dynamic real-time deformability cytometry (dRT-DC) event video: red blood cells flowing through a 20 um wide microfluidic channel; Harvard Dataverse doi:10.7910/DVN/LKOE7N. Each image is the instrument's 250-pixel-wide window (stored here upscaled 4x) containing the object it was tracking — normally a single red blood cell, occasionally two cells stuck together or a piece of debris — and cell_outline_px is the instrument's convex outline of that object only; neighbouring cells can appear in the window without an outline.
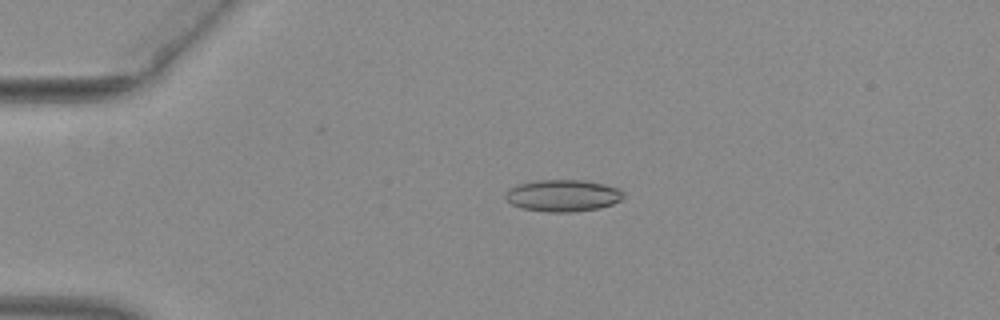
{"species": "common noctule bat (a hibernating species)", "species_latin": "Nyctalus noctula", "temperature_condition": "warm", "stored_images_in_passage": 44, "camera_frame_rate_fps": 3000, "um_per_image_px": 0.085, "animal": {"sex": "female", "body_mass_g": 29.2, "forearm_length_mm": 56.3}, "frame": {"image": 1, "passage_image": 4, "time_ms": 1.0, "image_size_px": [1000, 320], "cell_outline_px": [[624, 196], [620, 200], [612, 204], [600, 208], [572, 212], [544, 212], [520, 208], [512, 204], [504, 196], [504, 192], [508, 188], [516, 184], [536, 180], [584, 180], [604, 184], [620, 188], [624, 192]], "centroid_in_image_um": [47.82, 16.62], "position_along_channel_um": 37.2, "area_um2": 22.25}}
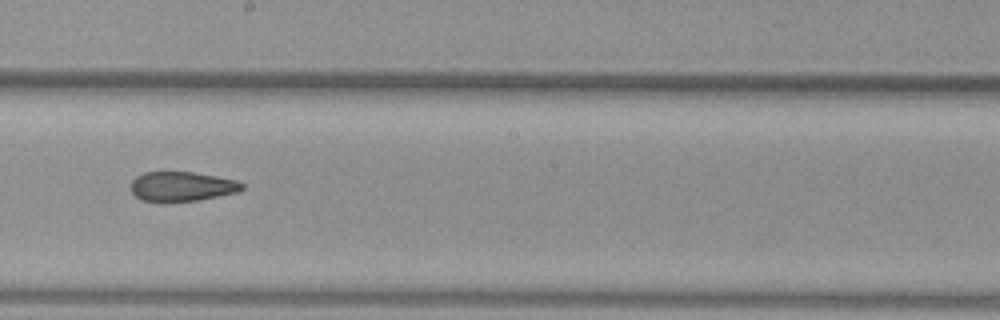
{"frame": {"image": 2, "passage_image": 22, "time_ms": 7.0, "image_size_px": [1000, 320], "cell_outline_px": [[244, 188], [240, 192], [200, 200], [160, 204], [156, 204], [140, 200], [132, 192], [128, 184], [136, 176], [144, 172], [192, 172], [216, 176], [236, 180], [244, 184]], "centroid_in_image_um": [15.41, 15.89], "position_along_channel_um": 232.8, "area_um2": 20.0}}
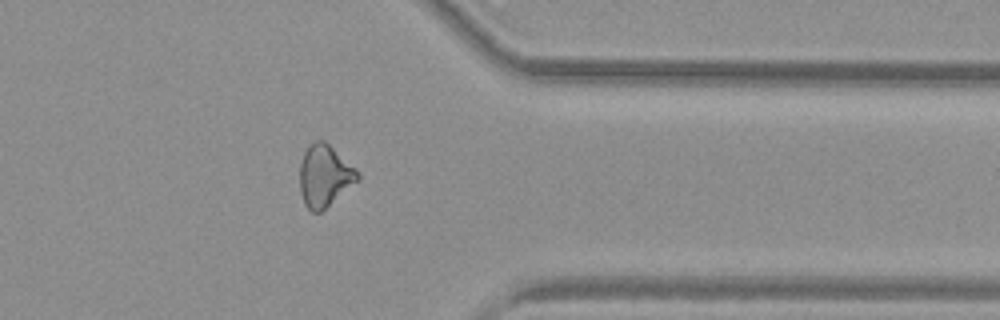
{"frame": {"image": 3, "passage_image": 34, "time_ms": 11.0, "image_size_px": [1000, 320], "cell_outline_px": [[360, 180], [320, 212], [312, 212], [304, 204], [300, 192], [300, 164], [304, 152], [308, 144], [316, 140], [324, 140], [356, 168], [360, 176]], "centroid_in_image_um": [27.59, 14.93], "position_along_channel_um": 383.8, "area_um2": 20.92}, "authors_computed_cell_mechanics": {"area_um2": 20.7791, "velocity_mm_per_s": 4.0045, "shape_relaxation_time_tau1_ms": null, "shape_relaxation_time_tau2_ms": 3.2541, "deformation_change_tau1": null, "deformation_change_tau2": 0.1151}}